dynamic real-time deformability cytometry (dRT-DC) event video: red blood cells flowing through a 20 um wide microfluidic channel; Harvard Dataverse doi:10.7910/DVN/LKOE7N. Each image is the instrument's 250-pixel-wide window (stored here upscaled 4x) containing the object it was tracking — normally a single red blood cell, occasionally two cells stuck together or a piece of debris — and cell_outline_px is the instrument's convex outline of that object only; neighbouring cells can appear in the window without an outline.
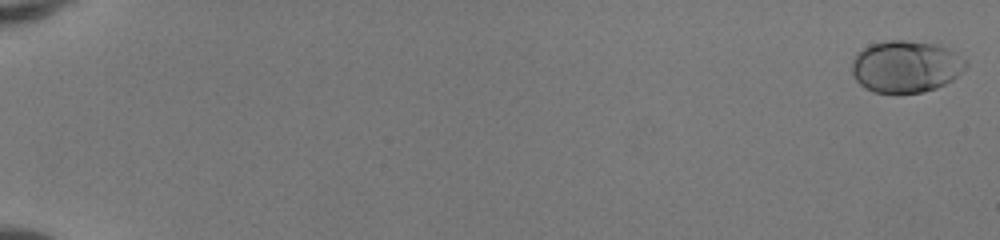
{"species": "human", "species_latin": "Homo sapiens", "temperature_condition": "room temperature", "stored_images_in_passage": 52, "camera_frame_rate_fps": 3000, "um_per_image_px": 0.085, "donor": {"sex": "female"}, "frame": {"image": 1, "passage_image": 1, "time_ms": 0.0, "image_size_px": [1000, 240], "cell_outline_px": [[968, 64], [952, 80], [936, 88], [924, 92], [872, 92], [864, 88], [856, 80], [852, 72], [852, 60], [856, 52], [872, 44], [888, 40], [940, 40], [968, 60]], "centroid_in_image_um": [77.06, 5.59], "position_along_channel_um": 7.9, "area_um2": 35.49}}
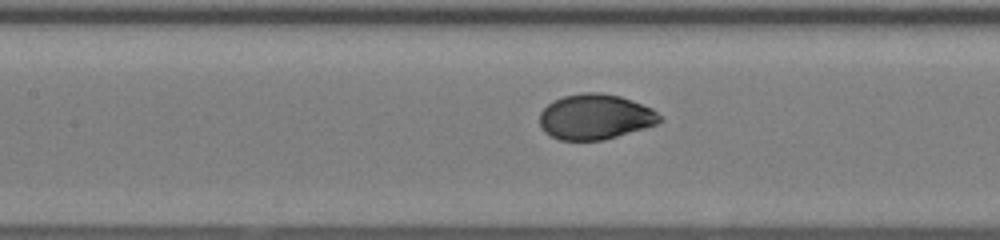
{"frame": {"image": 2, "passage_image": 27, "time_ms": 8.667, "image_size_px": [1000, 240], "cell_outline_px": [[664, 120], [656, 124], [604, 140], [560, 140], [548, 136], [540, 128], [540, 112], [548, 104], [564, 96], [584, 92], [600, 92], [620, 96], [652, 108], [664, 116]], "centroid_in_image_um": [50.6, 9.93], "position_along_channel_um": 156.8, "area_um2": 31.85}}
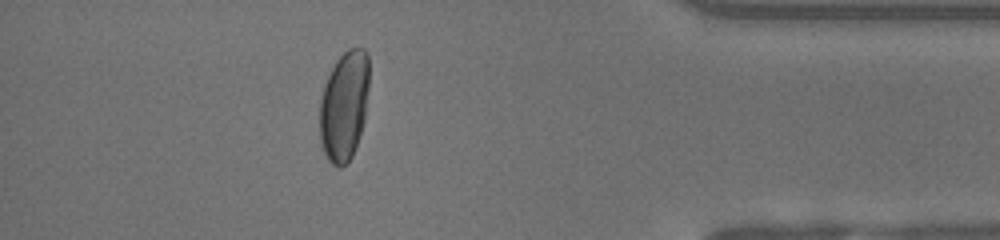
{"frame": {"image": 3, "passage_image": 47, "time_ms": 15.333, "image_size_px": [1000, 240], "cell_outline_px": [[368, 88], [364, 120], [360, 136], [352, 156], [340, 168], [332, 164], [328, 160], [320, 144], [320, 100], [328, 76], [336, 60], [348, 48], [364, 48], [368, 52]], "centroid_in_image_um": [29.25, 8.99], "position_along_channel_um": 405.9, "area_um2": 31.56}, "authors_computed_cell_mechanics": {"area_um2": 32.368, "velocity_mm_per_s": 4.1677, "shape_relaxation_time_tau1_ms": 3.2067, "shape_relaxation_time_tau2_ms": null, "deformation_change_tau1": 0.1845, "deformation_change_tau2": null}}